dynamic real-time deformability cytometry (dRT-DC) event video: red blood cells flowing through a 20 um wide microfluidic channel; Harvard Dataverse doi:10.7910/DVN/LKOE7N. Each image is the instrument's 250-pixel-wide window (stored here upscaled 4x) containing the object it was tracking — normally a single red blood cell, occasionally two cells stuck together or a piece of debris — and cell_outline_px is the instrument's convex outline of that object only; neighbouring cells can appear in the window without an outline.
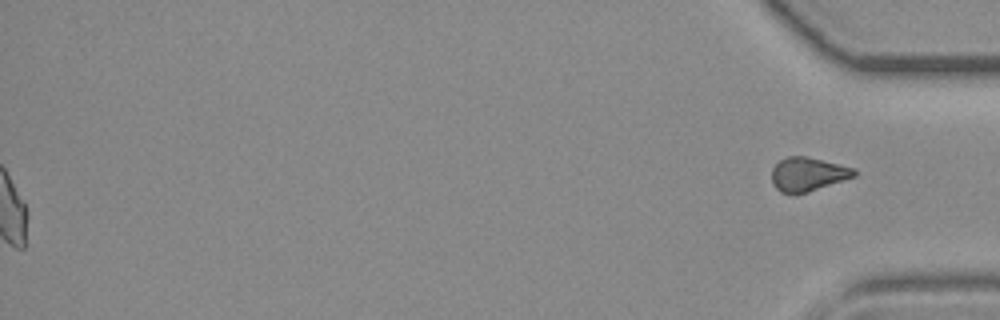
{"species": "common noctule bat (a hibernating species)", "species_latin": "Nyctalus noctula", "temperature_condition": "room temperature", "stored_images_in_passage": 38, "segment_of_instrument_passage": [2, 2], "camera_frame_rate_fps": 3000, "um_per_image_px": 0.085, "animal": {"sex": "female", "body_mass_g": 19.3, "forearm_length_mm": 54.1}, "frame": {"image": 1, "passage_image": 38, "time_ms": 12.333, "image_size_px": [1000, 320], "cell_outline_px": [[856, 176], [796, 196], [780, 192], [772, 184], [772, 168], [780, 160], [788, 156], [804, 156], [856, 168]], "centroid_in_image_um": [68.65, 14.84], "position_along_channel_um": 366.6, "area_um2": 16.42}}